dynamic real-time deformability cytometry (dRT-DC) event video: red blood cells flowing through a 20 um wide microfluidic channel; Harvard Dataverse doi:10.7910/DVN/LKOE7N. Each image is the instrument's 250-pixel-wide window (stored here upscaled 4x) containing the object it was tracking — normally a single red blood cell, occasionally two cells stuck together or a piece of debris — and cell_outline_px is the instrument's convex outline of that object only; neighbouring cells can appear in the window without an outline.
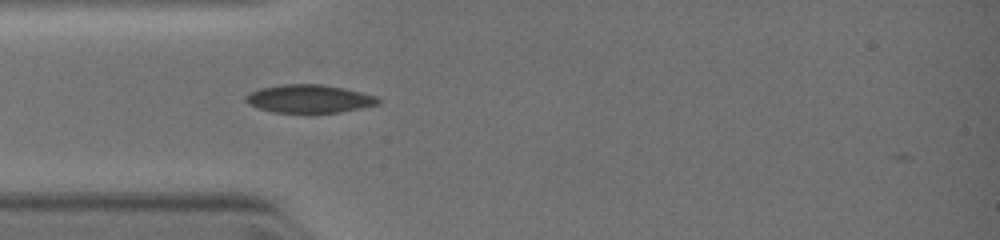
{"species": "common noctule bat (a hibernating species)", "species_latin": "Nyctalus noctula", "temperature_condition": "warm", "stored_images_in_passage": 3, "camera_frame_rate_fps": 3000, "um_per_image_px": 0.085, "animal": {"sex": "female", "body_mass_g": 19.0, "forearm_length_mm": 51.5}, "frame": {"image": 1, "passage_image": 2, "time_ms": 0.333, "image_size_px": [1000, 240], "cell_outline_px": [[380, 104], [340, 112], [272, 112], [256, 108], [248, 104], [244, 100], [244, 96], [260, 88], [280, 84], [324, 84], [344, 88], [376, 96], [380, 100]], "centroid_in_image_um": [26.25, 8.39], "position_along_channel_um": 58.8, "area_um2": 21.73}}